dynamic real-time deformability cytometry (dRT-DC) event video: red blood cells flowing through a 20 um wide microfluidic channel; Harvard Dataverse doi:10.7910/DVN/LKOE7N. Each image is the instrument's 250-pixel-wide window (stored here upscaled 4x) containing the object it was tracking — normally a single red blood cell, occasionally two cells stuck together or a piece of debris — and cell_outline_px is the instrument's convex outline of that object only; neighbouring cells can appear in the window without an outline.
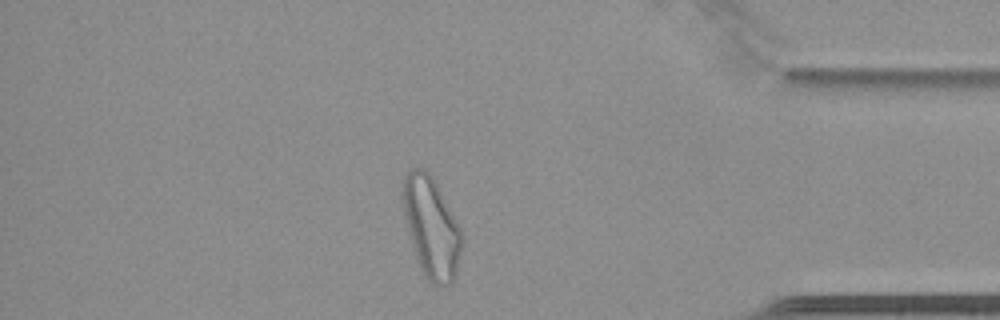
{"species": "common noctule bat (a hibernating species)", "species_latin": "Nyctalus noctula", "temperature_condition": "cold", "stored_images_in_passage": 57, "camera_frame_rate_fps": 3000, "um_per_image_px": 0.085, "animal": {"sex": "female", "body_mass_g": 22.7, "forearm_length_mm": 54.2}, "frame": {"image": 1, "passage_image": 49, "time_ms": 16.0, "image_size_px": [1000, 320], "cell_outline_px": [[460, 252], [456, 272], [452, 284], [440, 288], [432, 284], [424, 276], [420, 268], [416, 256], [408, 228], [404, 212], [400, 192], [404, 176], [412, 168], [424, 168], [432, 176], [460, 228]], "centroid_in_image_um": [36.63, 19.33], "position_along_channel_um": 398.6, "area_um2": 34.1}}